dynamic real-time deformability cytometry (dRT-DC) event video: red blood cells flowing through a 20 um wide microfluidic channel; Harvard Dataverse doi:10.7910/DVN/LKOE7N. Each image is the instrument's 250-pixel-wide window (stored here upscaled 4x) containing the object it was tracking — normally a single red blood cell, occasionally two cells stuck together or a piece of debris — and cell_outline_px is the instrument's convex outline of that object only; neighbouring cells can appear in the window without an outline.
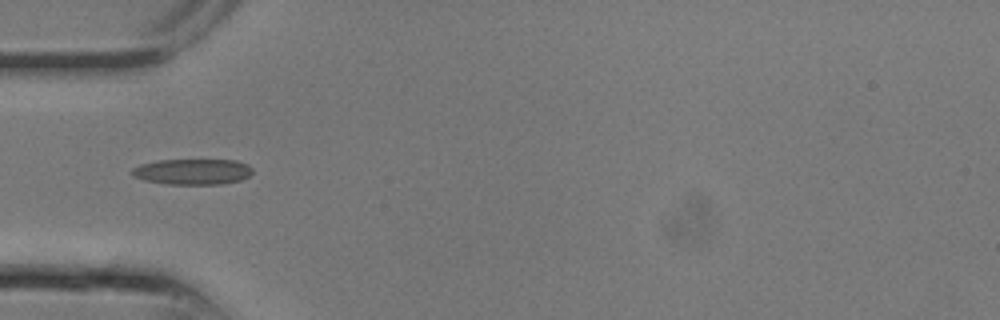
{"species": "common noctule bat (a hibernating species)", "species_latin": "Nyctalus noctula", "temperature_condition": "room temperature", "stored_images_in_passage": 9, "camera_frame_rate_fps": 3000, "um_per_image_px": 0.085, "animal": {"sex": "male", "body_mass_g": 13.3}, "frame": {"image": 1, "passage_image": 8, "time_ms": 2.333, "image_size_px": [1000, 320], "cell_outline_px": [[252, 172], [248, 176], [240, 180], [220, 184], [168, 184], [144, 180], [132, 176], [128, 172], [132, 168], [140, 164], [160, 160], [236, 160], [248, 164], [252, 168]], "centroid_in_image_um": [16.33, 14.59], "position_along_channel_um": 68.7, "area_um2": 18.15}}